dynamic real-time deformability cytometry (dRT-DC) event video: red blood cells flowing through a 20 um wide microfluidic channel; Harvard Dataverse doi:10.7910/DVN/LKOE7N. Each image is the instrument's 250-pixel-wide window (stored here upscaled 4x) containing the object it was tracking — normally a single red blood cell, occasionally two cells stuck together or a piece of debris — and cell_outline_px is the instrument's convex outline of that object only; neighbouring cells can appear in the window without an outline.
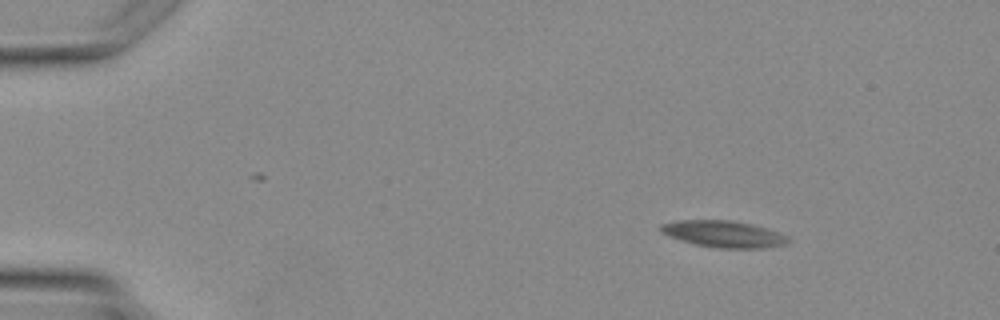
{"species": "Egyptian fruit bat (a non-hibernating species)", "species_latin": "Rousettus aegyptiacus", "temperature_condition": "warm", "stored_images_in_passage": 4, "camera_frame_rate_fps": 3000, "um_per_image_px": 0.085, "animal": {"sex": "female"}, "frame": {"image": 1, "passage_image": 1, "time_ms": 0.0, "image_size_px": [1000, 320], "cell_outline_px": [[792, 240], [788, 244], [768, 248], [716, 248], [696, 244], [680, 240], [660, 232], [660, 224], [676, 220], [732, 220], [752, 224], [788, 236]], "centroid_in_image_um": [61.53, 19.89], "position_along_channel_um": 23.5, "area_um2": 19.88}}
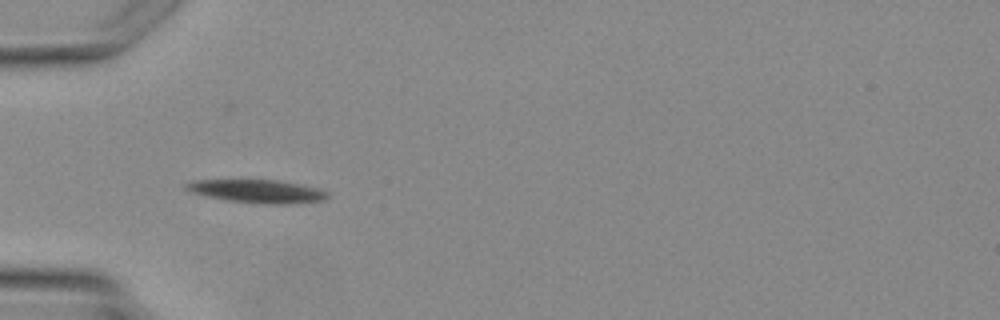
{"frame": {"image": 2, "passage_image": 3, "time_ms": 2.667, "image_size_px": [1000, 320], "cell_outline_px": [[328, 196], [324, 200], [292, 204], [264, 204], [228, 200], [208, 196], [192, 192], [184, 188], [180, 184], [192, 180], [276, 180], [300, 184], [316, 188], [328, 192]], "centroid_in_image_um": [21.84, 16.25], "position_along_channel_um": 63.2, "area_um2": 19.07}}
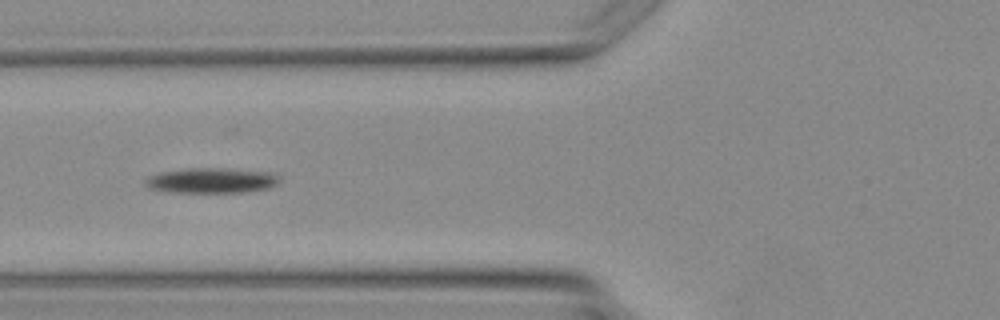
{"frame": {"image": 3, "passage_image": 4, "time_ms": 3.667, "image_size_px": [1000, 320], "cell_outline_px": [[280, 184], [268, 188], [244, 192], [164, 192], [148, 188], [144, 184], [144, 180], [148, 176], [160, 172], [184, 168], [224, 168], [276, 172], [280, 176]], "centroid_in_image_um": [18.0, 15.33], "position_along_channel_um": 107.8, "area_um2": 20.23}}